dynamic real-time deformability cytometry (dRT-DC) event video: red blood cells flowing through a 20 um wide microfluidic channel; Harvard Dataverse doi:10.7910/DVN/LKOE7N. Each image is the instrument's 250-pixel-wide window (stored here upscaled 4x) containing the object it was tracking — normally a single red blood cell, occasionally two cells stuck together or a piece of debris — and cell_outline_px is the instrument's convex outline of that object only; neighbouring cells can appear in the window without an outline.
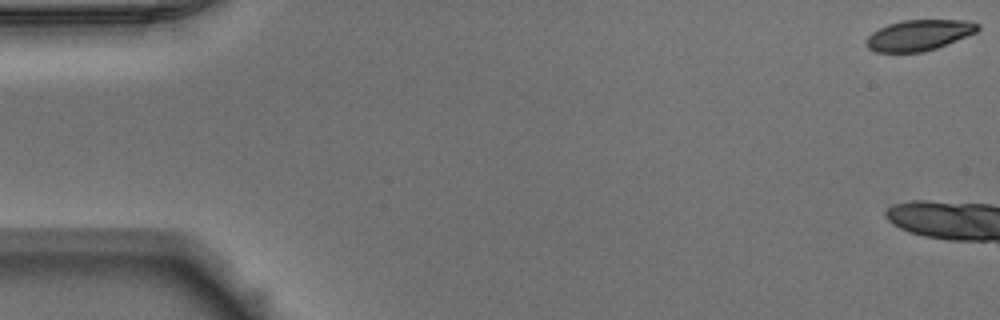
{"species": "Egyptian fruit bat (a non-hibernating species)", "species_latin": "Rousettus aegyptiacus", "temperature_condition": "warm", "stored_images_in_passage": 5, "camera_frame_rate_fps": 3000, "um_per_image_px": 0.085, "animal": {"sex": "male"}, "frame": {"image": 1, "passage_image": 1, "time_ms": 0.0, "image_size_px": [1000, 320], "cell_outline_px": [[980, 28], [976, 32], [936, 48], [924, 52], [872, 52], [864, 44], [864, 40], [872, 32], [888, 24], [904, 20], [964, 20], [980, 24]], "centroid_in_image_um": [78.06, 2.99], "position_along_channel_um": 6.9, "area_um2": 20.0}}